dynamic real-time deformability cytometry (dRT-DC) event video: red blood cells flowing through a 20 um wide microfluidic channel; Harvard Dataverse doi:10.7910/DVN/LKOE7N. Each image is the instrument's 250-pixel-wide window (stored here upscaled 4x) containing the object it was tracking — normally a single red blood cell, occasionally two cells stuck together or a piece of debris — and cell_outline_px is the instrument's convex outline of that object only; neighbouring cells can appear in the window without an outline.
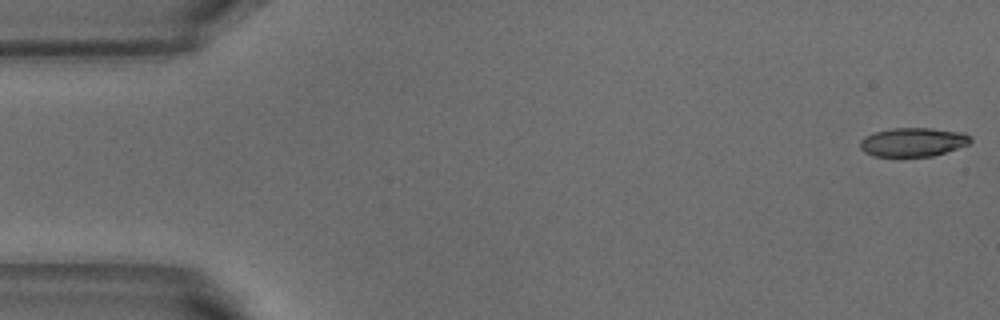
{"species": "common noctule bat (a hibernating species)", "species_latin": "Nyctalus noctula", "temperature_condition": "warm", "stored_images_in_passage": 52, "camera_frame_rate_fps": 3000, "um_per_image_px": 0.085, "animal": {"sex": "male", "body_mass_g": 18.8}, "frame": {"image": 1, "passage_image": 1, "time_ms": 0.0, "image_size_px": [1000, 320], "cell_outline_px": [[972, 140], [968, 144], [932, 156], [876, 156], [864, 152], [860, 148], [860, 140], [864, 136], [876, 132], [892, 128], [928, 128], [964, 132], [972, 136]], "centroid_in_image_um": [77.6, 12.07], "position_along_channel_um": 7.4, "area_um2": 18.44}}
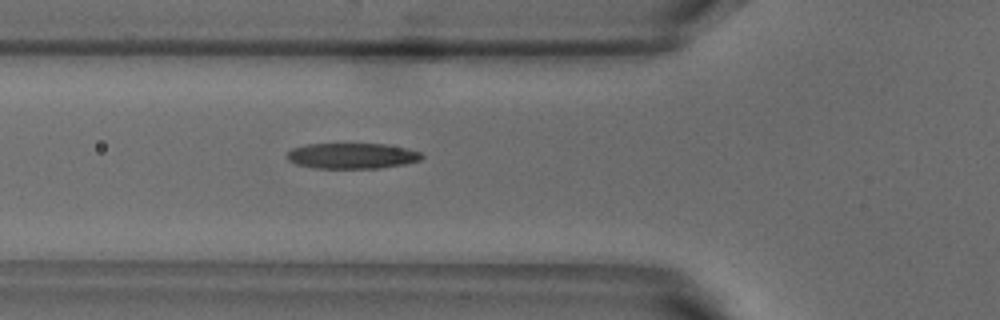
{"frame": {"image": 2, "passage_image": 18, "time_ms": 5.667, "image_size_px": [1000, 320], "cell_outline_px": [[424, 156], [420, 160], [404, 164], [380, 168], [316, 168], [296, 164], [288, 160], [284, 156], [292, 148], [304, 144], [384, 144], [404, 148], [420, 152]], "centroid_in_image_um": [29.87, 13.25], "position_along_channel_um": 95.9, "area_um2": 20.11}}
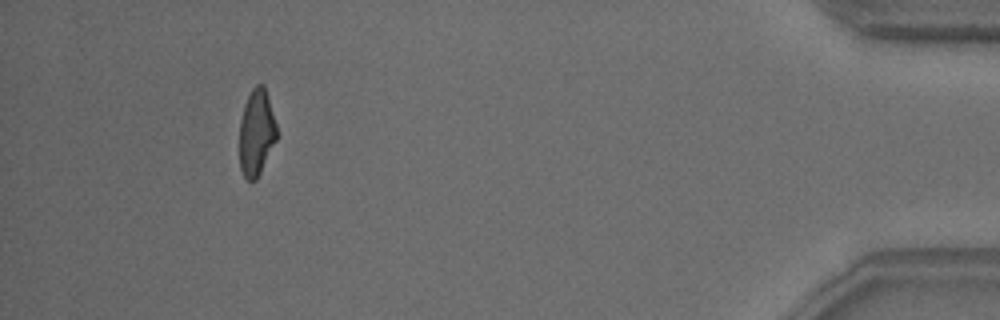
{"frame": {"image": 3, "passage_image": 48, "time_ms": 15.667, "image_size_px": [1000, 320], "cell_outline_px": [[276, 140], [256, 180], [248, 180], [244, 176], [240, 168], [240, 120], [244, 104], [252, 88], [256, 84], [264, 84], [276, 124]], "centroid_in_image_um": [21.78, 11.25], "position_along_channel_um": 413.4, "area_um2": 18.5}, "authors_computed_cell_mechanics": {"area_um2": 20.0566, "velocity_mm_per_s": 3.8514, "shape_relaxation_time_tau1_ms": 5.5552, "shape_relaxation_time_tau2_ms": 2.0255, "deformation_change_tau1": 0.2251, "deformation_change_tau2": 0.116}}